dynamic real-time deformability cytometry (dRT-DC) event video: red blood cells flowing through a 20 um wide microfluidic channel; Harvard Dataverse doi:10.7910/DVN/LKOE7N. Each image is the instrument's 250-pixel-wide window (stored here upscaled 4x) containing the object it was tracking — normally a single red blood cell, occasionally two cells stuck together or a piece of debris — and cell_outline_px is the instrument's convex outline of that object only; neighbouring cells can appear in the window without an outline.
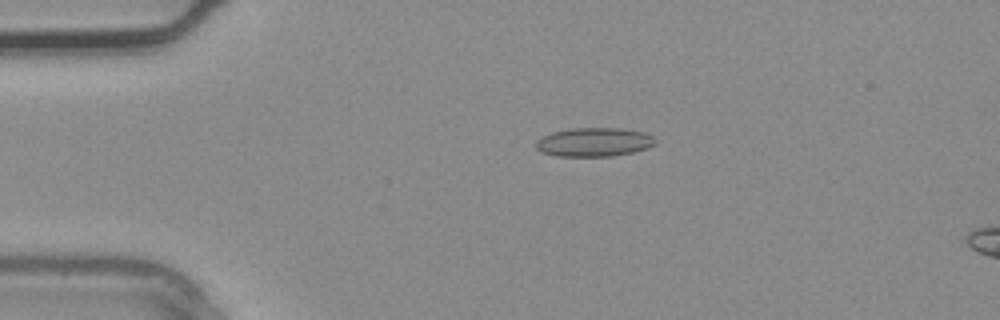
{"species": "common noctule bat (a hibernating species)", "species_latin": "Nyctalus noctula", "temperature_condition": "warm", "stored_images_in_passage": 4, "camera_frame_rate_fps": 3000, "um_per_image_px": 0.085, "animal": {"sex": "male", "body_mass_g": 20.4}, "frame": {"image": 1, "passage_image": 4, "time_ms": 1.0, "image_size_px": [1000, 320], "cell_outline_px": [[656, 144], [648, 148], [632, 152], [612, 156], [556, 156], [540, 152], [536, 148], [536, 140], [552, 132], [572, 128], [620, 128], [644, 132], [652, 136], [656, 140]], "centroid_in_image_um": [50.49, 12.08], "position_along_channel_um": 34.5, "area_um2": 20.11}}